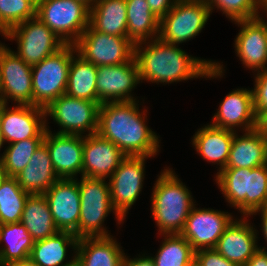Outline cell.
Wrapping results in <instances>:
<instances>
[{"label": "cell", "mask_w": 267, "mask_h": 266, "mask_svg": "<svg viewBox=\"0 0 267 266\" xmlns=\"http://www.w3.org/2000/svg\"><path fill=\"white\" fill-rule=\"evenodd\" d=\"M1 242H6L0 249V263L3 265L28 258L34 245V240L21 222L0 224Z\"/></svg>", "instance_id": "1f68e13d"}, {"label": "cell", "mask_w": 267, "mask_h": 266, "mask_svg": "<svg viewBox=\"0 0 267 266\" xmlns=\"http://www.w3.org/2000/svg\"><path fill=\"white\" fill-rule=\"evenodd\" d=\"M139 69L135 58L110 66H99L97 70V102L134 101L131 91L140 83Z\"/></svg>", "instance_id": "2e32d148"}, {"label": "cell", "mask_w": 267, "mask_h": 266, "mask_svg": "<svg viewBox=\"0 0 267 266\" xmlns=\"http://www.w3.org/2000/svg\"><path fill=\"white\" fill-rule=\"evenodd\" d=\"M126 7L127 37L134 45L159 37L160 19L150 10L146 0H126Z\"/></svg>", "instance_id": "f546056e"}, {"label": "cell", "mask_w": 267, "mask_h": 266, "mask_svg": "<svg viewBox=\"0 0 267 266\" xmlns=\"http://www.w3.org/2000/svg\"><path fill=\"white\" fill-rule=\"evenodd\" d=\"M253 91L254 110L258 120L267 112V69L258 72Z\"/></svg>", "instance_id": "74e56055"}, {"label": "cell", "mask_w": 267, "mask_h": 266, "mask_svg": "<svg viewBox=\"0 0 267 266\" xmlns=\"http://www.w3.org/2000/svg\"><path fill=\"white\" fill-rule=\"evenodd\" d=\"M80 191V216L78 239L83 237H109L102 227L108 214L114 212L118 224L124 220L111 203L110 185L105 179L81 177L78 181Z\"/></svg>", "instance_id": "5b68a950"}, {"label": "cell", "mask_w": 267, "mask_h": 266, "mask_svg": "<svg viewBox=\"0 0 267 266\" xmlns=\"http://www.w3.org/2000/svg\"><path fill=\"white\" fill-rule=\"evenodd\" d=\"M6 266H38L35 261H33L30 257L26 259H22L20 261H15L12 263H9Z\"/></svg>", "instance_id": "ee69618b"}, {"label": "cell", "mask_w": 267, "mask_h": 266, "mask_svg": "<svg viewBox=\"0 0 267 266\" xmlns=\"http://www.w3.org/2000/svg\"><path fill=\"white\" fill-rule=\"evenodd\" d=\"M137 101L109 102L99 107L97 134L114 143L126 156L152 157L159 151V140L145 124V111Z\"/></svg>", "instance_id": "7a4b0ae2"}, {"label": "cell", "mask_w": 267, "mask_h": 266, "mask_svg": "<svg viewBox=\"0 0 267 266\" xmlns=\"http://www.w3.org/2000/svg\"><path fill=\"white\" fill-rule=\"evenodd\" d=\"M74 44H65L51 56L32 66L33 105L46 108L65 94Z\"/></svg>", "instance_id": "8992f818"}, {"label": "cell", "mask_w": 267, "mask_h": 266, "mask_svg": "<svg viewBox=\"0 0 267 266\" xmlns=\"http://www.w3.org/2000/svg\"><path fill=\"white\" fill-rule=\"evenodd\" d=\"M262 18L235 21L241 26L235 39L236 54L246 67L257 73L267 69V27Z\"/></svg>", "instance_id": "d6986e66"}, {"label": "cell", "mask_w": 267, "mask_h": 266, "mask_svg": "<svg viewBox=\"0 0 267 266\" xmlns=\"http://www.w3.org/2000/svg\"><path fill=\"white\" fill-rule=\"evenodd\" d=\"M16 178L19 186L30 194H44L59 179L44 142L38 146L27 166Z\"/></svg>", "instance_id": "cb8c5ba5"}, {"label": "cell", "mask_w": 267, "mask_h": 266, "mask_svg": "<svg viewBox=\"0 0 267 266\" xmlns=\"http://www.w3.org/2000/svg\"><path fill=\"white\" fill-rule=\"evenodd\" d=\"M8 30L0 23V34L6 37Z\"/></svg>", "instance_id": "c3c4849f"}, {"label": "cell", "mask_w": 267, "mask_h": 266, "mask_svg": "<svg viewBox=\"0 0 267 266\" xmlns=\"http://www.w3.org/2000/svg\"><path fill=\"white\" fill-rule=\"evenodd\" d=\"M126 155L111 141L97 133L84 135L82 176L111 177Z\"/></svg>", "instance_id": "ffe728a7"}, {"label": "cell", "mask_w": 267, "mask_h": 266, "mask_svg": "<svg viewBox=\"0 0 267 266\" xmlns=\"http://www.w3.org/2000/svg\"><path fill=\"white\" fill-rule=\"evenodd\" d=\"M234 134L225 168H257L267 164V137L256 128L242 136Z\"/></svg>", "instance_id": "603a6c76"}, {"label": "cell", "mask_w": 267, "mask_h": 266, "mask_svg": "<svg viewBox=\"0 0 267 266\" xmlns=\"http://www.w3.org/2000/svg\"><path fill=\"white\" fill-rule=\"evenodd\" d=\"M216 182L231 206L246 218L267 206V164L257 168H224Z\"/></svg>", "instance_id": "277c9868"}, {"label": "cell", "mask_w": 267, "mask_h": 266, "mask_svg": "<svg viewBox=\"0 0 267 266\" xmlns=\"http://www.w3.org/2000/svg\"><path fill=\"white\" fill-rule=\"evenodd\" d=\"M113 236L83 237L75 251L77 266H121L124 252Z\"/></svg>", "instance_id": "d4e9b609"}, {"label": "cell", "mask_w": 267, "mask_h": 266, "mask_svg": "<svg viewBox=\"0 0 267 266\" xmlns=\"http://www.w3.org/2000/svg\"><path fill=\"white\" fill-rule=\"evenodd\" d=\"M258 128L266 135L267 137V112L258 120Z\"/></svg>", "instance_id": "f6af8a7d"}, {"label": "cell", "mask_w": 267, "mask_h": 266, "mask_svg": "<svg viewBox=\"0 0 267 266\" xmlns=\"http://www.w3.org/2000/svg\"><path fill=\"white\" fill-rule=\"evenodd\" d=\"M146 156H126L109 179L111 203L124 219L143 188Z\"/></svg>", "instance_id": "7c38bea8"}, {"label": "cell", "mask_w": 267, "mask_h": 266, "mask_svg": "<svg viewBox=\"0 0 267 266\" xmlns=\"http://www.w3.org/2000/svg\"><path fill=\"white\" fill-rule=\"evenodd\" d=\"M36 16V7L29 0H0V23L12 27Z\"/></svg>", "instance_id": "8d00e7d4"}, {"label": "cell", "mask_w": 267, "mask_h": 266, "mask_svg": "<svg viewBox=\"0 0 267 266\" xmlns=\"http://www.w3.org/2000/svg\"><path fill=\"white\" fill-rule=\"evenodd\" d=\"M260 211L261 213V221H262V232H263V235H264V239H266V242H267V206L262 208V209H259V210H256L255 212H253L251 215H255L256 213H258Z\"/></svg>", "instance_id": "7bdbcfd3"}, {"label": "cell", "mask_w": 267, "mask_h": 266, "mask_svg": "<svg viewBox=\"0 0 267 266\" xmlns=\"http://www.w3.org/2000/svg\"><path fill=\"white\" fill-rule=\"evenodd\" d=\"M145 43L147 47L144 48L141 45ZM134 58L141 82L147 80L169 84L198 77H222L223 73V65L220 63L189 56L178 45L159 38L136 44Z\"/></svg>", "instance_id": "6da1fadb"}, {"label": "cell", "mask_w": 267, "mask_h": 266, "mask_svg": "<svg viewBox=\"0 0 267 266\" xmlns=\"http://www.w3.org/2000/svg\"><path fill=\"white\" fill-rule=\"evenodd\" d=\"M100 103L74 98L63 94L45 108V116H50L62 129L57 134H95L98 127Z\"/></svg>", "instance_id": "8fae6325"}, {"label": "cell", "mask_w": 267, "mask_h": 266, "mask_svg": "<svg viewBox=\"0 0 267 266\" xmlns=\"http://www.w3.org/2000/svg\"><path fill=\"white\" fill-rule=\"evenodd\" d=\"M218 128L236 131L234 127H243L247 132L258 128V118L254 110L253 91L237 89L223 99L211 124Z\"/></svg>", "instance_id": "44dd1931"}, {"label": "cell", "mask_w": 267, "mask_h": 266, "mask_svg": "<svg viewBox=\"0 0 267 266\" xmlns=\"http://www.w3.org/2000/svg\"><path fill=\"white\" fill-rule=\"evenodd\" d=\"M74 46L78 55L97 67L128 62L134 57L135 48L128 37L101 33L90 25Z\"/></svg>", "instance_id": "9c48e42d"}, {"label": "cell", "mask_w": 267, "mask_h": 266, "mask_svg": "<svg viewBox=\"0 0 267 266\" xmlns=\"http://www.w3.org/2000/svg\"><path fill=\"white\" fill-rule=\"evenodd\" d=\"M164 241L156 256L151 257L155 266H192L195 251L181 234L163 235Z\"/></svg>", "instance_id": "d6a6232c"}, {"label": "cell", "mask_w": 267, "mask_h": 266, "mask_svg": "<svg viewBox=\"0 0 267 266\" xmlns=\"http://www.w3.org/2000/svg\"><path fill=\"white\" fill-rule=\"evenodd\" d=\"M36 17L65 44H74L89 26L90 8L78 0H40Z\"/></svg>", "instance_id": "52a82bcc"}, {"label": "cell", "mask_w": 267, "mask_h": 266, "mask_svg": "<svg viewBox=\"0 0 267 266\" xmlns=\"http://www.w3.org/2000/svg\"><path fill=\"white\" fill-rule=\"evenodd\" d=\"M43 195L48 201L56 228L72 232L78 238L81 200L77 179L59 178Z\"/></svg>", "instance_id": "e0dca14e"}, {"label": "cell", "mask_w": 267, "mask_h": 266, "mask_svg": "<svg viewBox=\"0 0 267 266\" xmlns=\"http://www.w3.org/2000/svg\"><path fill=\"white\" fill-rule=\"evenodd\" d=\"M35 7H37V4L40 0H29Z\"/></svg>", "instance_id": "816d5d0a"}, {"label": "cell", "mask_w": 267, "mask_h": 266, "mask_svg": "<svg viewBox=\"0 0 267 266\" xmlns=\"http://www.w3.org/2000/svg\"><path fill=\"white\" fill-rule=\"evenodd\" d=\"M210 14L203 0H177L160 19L158 38L175 45L191 40L204 28Z\"/></svg>", "instance_id": "ba28073f"}, {"label": "cell", "mask_w": 267, "mask_h": 266, "mask_svg": "<svg viewBox=\"0 0 267 266\" xmlns=\"http://www.w3.org/2000/svg\"><path fill=\"white\" fill-rule=\"evenodd\" d=\"M7 39L17 40V55L33 66L56 53L65 43L38 17L28 19L8 30Z\"/></svg>", "instance_id": "30bf717a"}, {"label": "cell", "mask_w": 267, "mask_h": 266, "mask_svg": "<svg viewBox=\"0 0 267 266\" xmlns=\"http://www.w3.org/2000/svg\"><path fill=\"white\" fill-rule=\"evenodd\" d=\"M257 232L247 219L232 221L219 238L215 250L227 260L239 266H245L248 260L259 250Z\"/></svg>", "instance_id": "7402d4cb"}, {"label": "cell", "mask_w": 267, "mask_h": 266, "mask_svg": "<svg viewBox=\"0 0 267 266\" xmlns=\"http://www.w3.org/2000/svg\"><path fill=\"white\" fill-rule=\"evenodd\" d=\"M82 3H84L85 5H87L90 9L93 7V5L95 4L96 0H78Z\"/></svg>", "instance_id": "7dc6e473"}, {"label": "cell", "mask_w": 267, "mask_h": 266, "mask_svg": "<svg viewBox=\"0 0 267 266\" xmlns=\"http://www.w3.org/2000/svg\"><path fill=\"white\" fill-rule=\"evenodd\" d=\"M89 25L101 33L127 37L126 0H96L90 9Z\"/></svg>", "instance_id": "83f0119b"}, {"label": "cell", "mask_w": 267, "mask_h": 266, "mask_svg": "<svg viewBox=\"0 0 267 266\" xmlns=\"http://www.w3.org/2000/svg\"><path fill=\"white\" fill-rule=\"evenodd\" d=\"M264 11H265V13L267 14V9H266V8L264 9ZM266 27H267V22H266Z\"/></svg>", "instance_id": "f5cc1de1"}, {"label": "cell", "mask_w": 267, "mask_h": 266, "mask_svg": "<svg viewBox=\"0 0 267 266\" xmlns=\"http://www.w3.org/2000/svg\"><path fill=\"white\" fill-rule=\"evenodd\" d=\"M227 213L209 208L198 209L194 205L181 235L194 251L214 249L225 229L233 221L232 215Z\"/></svg>", "instance_id": "9a60e30c"}, {"label": "cell", "mask_w": 267, "mask_h": 266, "mask_svg": "<svg viewBox=\"0 0 267 266\" xmlns=\"http://www.w3.org/2000/svg\"><path fill=\"white\" fill-rule=\"evenodd\" d=\"M46 125L43 142L46 144L53 169L59 178L74 179L82 176L83 135L52 134Z\"/></svg>", "instance_id": "ac0fdd59"}, {"label": "cell", "mask_w": 267, "mask_h": 266, "mask_svg": "<svg viewBox=\"0 0 267 266\" xmlns=\"http://www.w3.org/2000/svg\"><path fill=\"white\" fill-rule=\"evenodd\" d=\"M29 195L16 177L8 176L0 186V224L20 222Z\"/></svg>", "instance_id": "836d02e7"}, {"label": "cell", "mask_w": 267, "mask_h": 266, "mask_svg": "<svg viewBox=\"0 0 267 266\" xmlns=\"http://www.w3.org/2000/svg\"><path fill=\"white\" fill-rule=\"evenodd\" d=\"M235 133L209 124L195 133L192 144L203 159L218 164L221 171L226 167Z\"/></svg>", "instance_id": "484cf974"}, {"label": "cell", "mask_w": 267, "mask_h": 266, "mask_svg": "<svg viewBox=\"0 0 267 266\" xmlns=\"http://www.w3.org/2000/svg\"><path fill=\"white\" fill-rule=\"evenodd\" d=\"M212 12L214 6L232 20H249L259 17V8H266V0H203Z\"/></svg>", "instance_id": "d590c367"}, {"label": "cell", "mask_w": 267, "mask_h": 266, "mask_svg": "<svg viewBox=\"0 0 267 266\" xmlns=\"http://www.w3.org/2000/svg\"><path fill=\"white\" fill-rule=\"evenodd\" d=\"M70 62L65 94L74 98L97 102V70L93 63L76 53Z\"/></svg>", "instance_id": "4dcf8cb0"}, {"label": "cell", "mask_w": 267, "mask_h": 266, "mask_svg": "<svg viewBox=\"0 0 267 266\" xmlns=\"http://www.w3.org/2000/svg\"><path fill=\"white\" fill-rule=\"evenodd\" d=\"M153 14L161 19L175 5L177 0H146Z\"/></svg>", "instance_id": "ab89813d"}, {"label": "cell", "mask_w": 267, "mask_h": 266, "mask_svg": "<svg viewBox=\"0 0 267 266\" xmlns=\"http://www.w3.org/2000/svg\"><path fill=\"white\" fill-rule=\"evenodd\" d=\"M20 222L34 241L55 235L56 228L48 201L43 194H30L25 202Z\"/></svg>", "instance_id": "f1b7e54d"}, {"label": "cell", "mask_w": 267, "mask_h": 266, "mask_svg": "<svg viewBox=\"0 0 267 266\" xmlns=\"http://www.w3.org/2000/svg\"><path fill=\"white\" fill-rule=\"evenodd\" d=\"M121 266H155V264L151 256L145 257L143 255V257L140 258L129 259L124 255Z\"/></svg>", "instance_id": "60d3db41"}, {"label": "cell", "mask_w": 267, "mask_h": 266, "mask_svg": "<svg viewBox=\"0 0 267 266\" xmlns=\"http://www.w3.org/2000/svg\"><path fill=\"white\" fill-rule=\"evenodd\" d=\"M44 138H28L9 144L3 152V166L9 177H16L27 166Z\"/></svg>", "instance_id": "e575fe53"}, {"label": "cell", "mask_w": 267, "mask_h": 266, "mask_svg": "<svg viewBox=\"0 0 267 266\" xmlns=\"http://www.w3.org/2000/svg\"><path fill=\"white\" fill-rule=\"evenodd\" d=\"M78 238L69 231H58L55 235L45 239L34 241V245L30 252V258L37 263L38 266H73L74 258L63 264L66 258L67 247L77 248Z\"/></svg>", "instance_id": "4316f807"}, {"label": "cell", "mask_w": 267, "mask_h": 266, "mask_svg": "<svg viewBox=\"0 0 267 266\" xmlns=\"http://www.w3.org/2000/svg\"><path fill=\"white\" fill-rule=\"evenodd\" d=\"M197 266H239L227 260L215 249H201L195 251V262Z\"/></svg>", "instance_id": "f35d334b"}, {"label": "cell", "mask_w": 267, "mask_h": 266, "mask_svg": "<svg viewBox=\"0 0 267 266\" xmlns=\"http://www.w3.org/2000/svg\"><path fill=\"white\" fill-rule=\"evenodd\" d=\"M245 266H267V251L265 247H259V250L248 260Z\"/></svg>", "instance_id": "b9f144b4"}, {"label": "cell", "mask_w": 267, "mask_h": 266, "mask_svg": "<svg viewBox=\"0 0 267 266\" xmlns=\"http://www.w3.org/2000/svg\"><path fill=\"white\" fill-rule=\"evenodd\" d=\"M8 177V174L6 173V170L3 166V162L0 161V186L5 181V179Z\"/></svg>", "instance_id": "bcb514c9"}, {"label": "cell", "mask_w": 267, "mask_h": 266, "mask_svg": "<svg viewBox=\"0 0 267 266\" xmlns=\"http://www.w3.org/2000/svg\"><path fill=\"white\" fill-rule=\"evenodd\" d=\"M0 83L4 104L11 99L16 104L33 105L32 66L16 52L0 43Z\"/></svg>", "instance_id": "5bb4252c"}, {"label": "cell", "mask_w": 267, "mask_h": 266, "mask_svg": "<svg viewBox=\"0 0 267 266\" xmlns=\"http://www.w3.org/2000/svg\"><path fill=\"white\" fill-rule=\"evenodd\" d=\"M169 168L158 176L153 193L152 216L161 235L181 234L194 207L191 193Z\"/></svg>", "instance_id": "3957f363"}, {"label": "cell", "mask_w": 267, "mask_h": 266, "mask_svg": "<svg viewBox=\"0 0 267 266\" xmlns=\"http://www.w3.org/2000/svg\"><path fill=\"white\" fill-rule=\"evenodd\" d=\"M7 105H0V129L5 143L7 141L11 144L28 138H44L47 124L44 108L17 104L10 109Z\"/></svg>", "instance_id": "4fadbf2b"}, {"label": "cell", "mask_w": 267, "mask_h": 266, "mask_svg": "<svg viewBox=\"0 0 267 266\" xmlns=\"http://www.w3.org/2000/svg\"><path fill=\"white\" fill-rule=\"evenodd\" d=\"M1 104H4V100H3V94H2L1 83H0V105Z\"/></svg>", "instance_id": "f907efd6"}, {"label": "cell", "mask_w": 267, "mask_h": 266, "mask_svg": "<svg viewBox=\"0 0 267 266\" xmlns=\"http://www.w3.org/2000/svg\"><path fill=\"white\" fill-rule=\"evenodd\" d=\"M4 139H3V136H2V133H1V129H0V149L1 147H3V144H4ZM3 159V156L0 157V161H2Z\"/></svg>", "instance_id": "681fc988"}]
</instances>
